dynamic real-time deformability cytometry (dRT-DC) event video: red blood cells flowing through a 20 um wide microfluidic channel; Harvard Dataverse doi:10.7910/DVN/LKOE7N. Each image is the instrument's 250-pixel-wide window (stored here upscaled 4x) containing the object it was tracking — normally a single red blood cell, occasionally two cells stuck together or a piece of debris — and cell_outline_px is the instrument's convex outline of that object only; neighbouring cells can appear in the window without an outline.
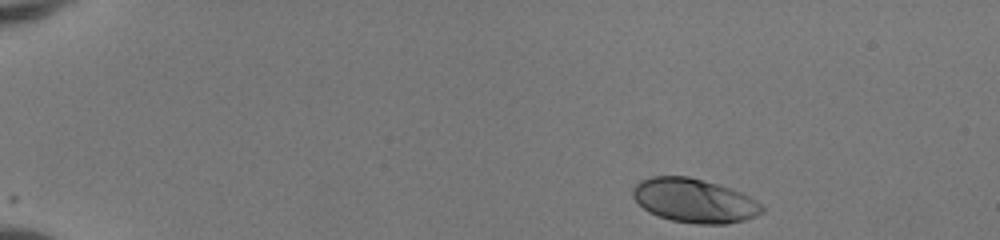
{"species": "human", "species_latin": "Homo sapiens", "temperature_condition": "room temperature", "stored_images_in_passage": 44, "camera_frame_rate_fps": 3000, "um_per_image_px": 0.085, "donor": {"sex": "female"}, "frame": {"image": 1, "passage_image": 1, "time_ms": 0.0, "image_size_px": [1000, 240], "cell_outline_px": [[764, 212], [756, 216], [744, 220], [728, 224], [700, 224], [672, 220], [648, 212], [632, 196], [632, 188], [640, 180], [652, 176], [688, 176], [732, 188], [756, 200], [764, 208]], "centroid_in_image_um": [59.02, 17.05], "position_along_channel_um": 26.0, "area_um2": 33.06}}
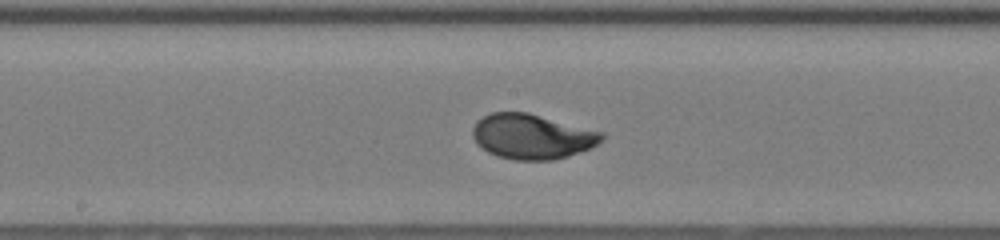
{"frame": {"image": 2, "passage_image": 22, "time_ms": 7.0, "image_size_px": [1000, 240], "cell_outline_px": [[604, 140], [588, 148], [568, 156], [552, 160], [516, 160], [496, 156], [488, 152], [476, 144], [472, 136], [472, 128], [476, 120], [492, 112], [528, 112], [604, 132]], "centroid_in_image_um": [45.19, 11.59], "position_along_channel_um": 203.0, "area_um2": 33.99}}
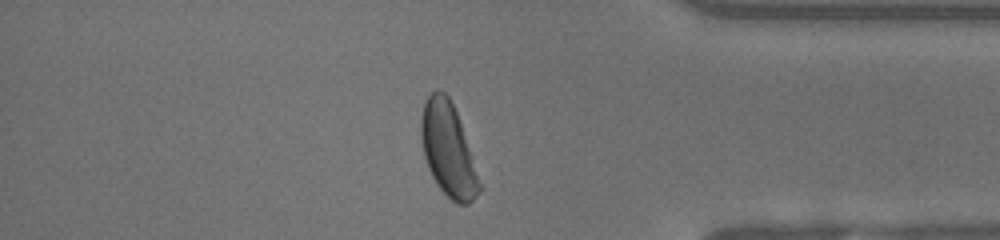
{"frame": {"image": 3, "passage_image": 37, "time_ms": 12.0, "image_size_px": [1000, 240], "cell_outline_px": [[484, 188], [468, 204], [456, 204], [436, 184], [428, 168], [424, 156], [420, 136], [420, 120], [424, 104], [428, 96], [436, 88], [444, 92], [448, 96], [456, 112]], "centroid_in_image_um": [38.1, 12.75], "position_along_channel_um": 397.1, "area_um2": 31.73}, "authors_computed_cell_mechanics": {"area_um2": 33.3506, "velocity_mm_per_s": 4.165, "shape_relaxation_time_tau1_ms": 2.2279, "shape_relaxation_time_tau2_ms": null, "deformation_change_tau1": 0.1664, "deformation_change_tau2": null}}